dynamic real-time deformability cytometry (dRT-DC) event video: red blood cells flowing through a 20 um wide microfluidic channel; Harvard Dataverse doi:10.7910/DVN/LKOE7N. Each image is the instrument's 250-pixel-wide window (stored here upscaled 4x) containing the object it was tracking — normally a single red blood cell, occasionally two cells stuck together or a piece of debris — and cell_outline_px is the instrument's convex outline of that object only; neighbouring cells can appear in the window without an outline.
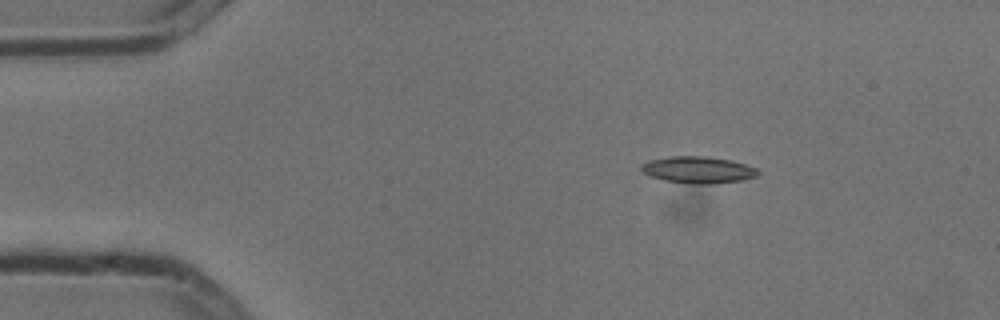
{"species": "common noctule bat (a hibernating species)", "species_latin": "Nyctalus noctula", "temperature_condition": "cold", "stored_images_in_passage": 3, "camera_frame_rate_fps": 3000, "um_per_image_px": 0.085, "animal": {"sex": "male", "body_mass_g": 13.3}, "frame": {"image": 1, "passage_image": 1, "time_ms": 0.0, "image_size_px": [1000, 320], "cell_outline_px": [[760, 172], [756, 176], [740, 180], [712, 184], [692, 184], [664, 180], [652, 176], [644, 172], [640, 168], [640, 164], [648, 160], [668, 156], [704, 156], [732, 160], [756, 168]], "centroid_in_image_um": [59.31, 14.43], "position_along_channel_um": 25.7, "area_um2": 18.15}}